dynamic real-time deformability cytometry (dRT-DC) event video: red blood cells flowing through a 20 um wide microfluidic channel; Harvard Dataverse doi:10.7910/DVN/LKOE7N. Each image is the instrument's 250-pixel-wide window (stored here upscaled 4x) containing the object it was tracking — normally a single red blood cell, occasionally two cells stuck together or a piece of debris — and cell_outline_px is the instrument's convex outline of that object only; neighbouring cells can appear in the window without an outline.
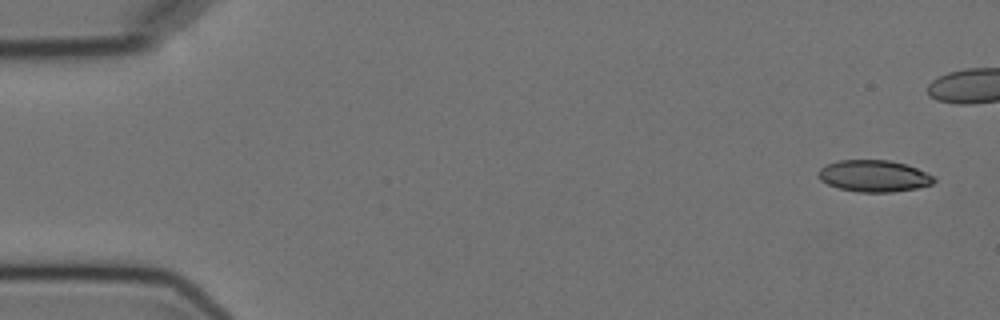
{"species": "Egyptian fruit bat (a non-hibernating species)", "species_latin": "Rousettus aegyptiacus", "temperature_condition": "cold", "stored_images_in_passage": 5, "camera_frame_rate_fps": 3000, "um_per_image_px": 0.085, "animal": {"sex": "female"}, "frame": {"image": 1, "passage_image": 1, "time_ms": 0.0, "image_size_px": [1000, 320], "cell_outline_px": [[936, 180], [932, 184], [916, 188], [892, 192], [860, 192], [840, 188], [828, 184], [820, 180], [816, 176], [816, 172], [820, 168], [828, 164], [840, 160], [888, 160], [904, 164], [916, 168], [932, 176]], "centroid_in_image_um": [74.23, 14.96], "position_along_channel_um": 10.8, "area_um2": 21.15}}
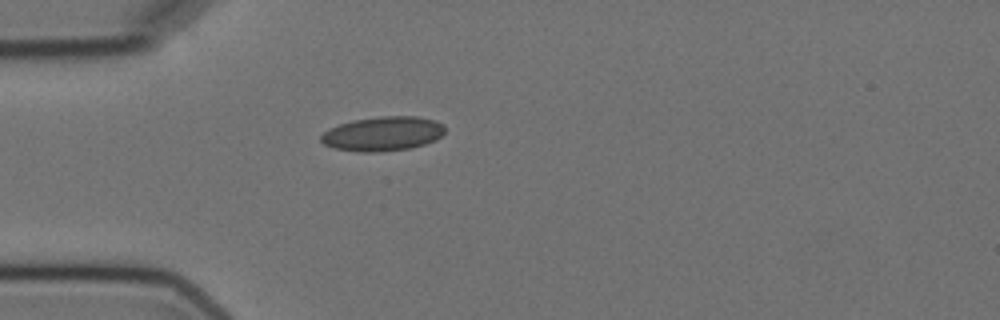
{"frame": {"image": 2, "passage_image": 5, "time_ms": 6.0, "image_size_px": [1000, 320], "cell_outline_px": [[444, 132], [436, 140], [424, 144], [408, 148], [376, 152], [360, 152], [336, 148], [324, 144], [320, 140], [320, 136], [328, 128], [352, 120], [380, 116], [416, 116], [432, 120], [444, 124]], "centroid_in_image_um": [32.52, 11.36], "position_along_channel_um": 52.5, "area_um2": 24.68}}